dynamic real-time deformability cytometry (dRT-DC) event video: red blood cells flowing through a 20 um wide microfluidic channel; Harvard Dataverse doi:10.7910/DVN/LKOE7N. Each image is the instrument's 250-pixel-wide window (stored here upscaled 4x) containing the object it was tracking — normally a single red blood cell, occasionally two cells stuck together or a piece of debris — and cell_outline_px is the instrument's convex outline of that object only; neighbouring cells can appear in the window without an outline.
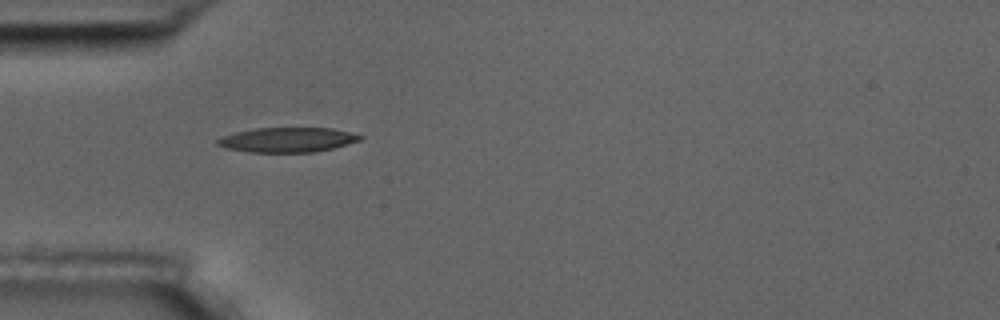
{"species": "common noctule bat (a hibernating species)", "species_latin": "Nyctalus noctula", "temperature_condition": "room temperature", "stored_images_in_passage": 6, "camera_frame_rate_fps": 3000, "um_per_image_px": 0.085, "animal": {"sex": "male", "body_mass_g": 17.5, "forearm_length_mm": 52.3}, "frame": {"image": 1, "passage_image": 1, "time_ms": 0.0, "image_size_px": [1000, 320], "cell_outline_px": [[364, 136], [360, 140], [348, 144], [332, 148], [312, 152], [248, 152], [224, 148], [216, 144], [216, 140], [224, 136], [236, 132], [256, 128], [332, 128]], "centroid_in_image_um": [24.41, 11.88], "position_along_channel_um": 60.6, "area_um2": 20.4}}
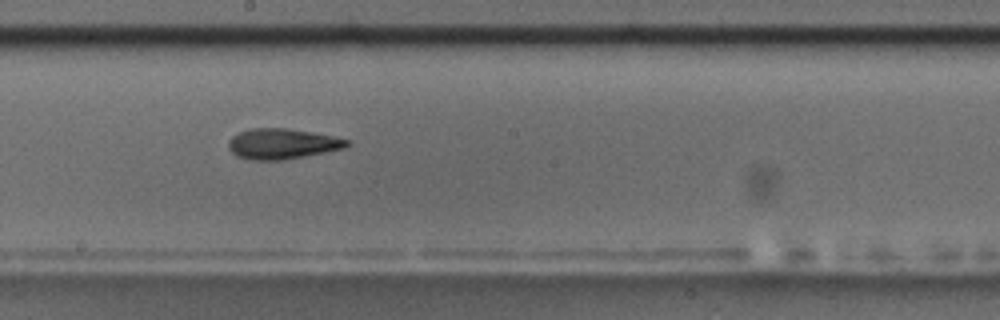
{"frame": {"image": 2, "passage_image": 5, "time_ms": 4.667, "image_size_px": [1000, 320], "cell_outline_px": [[352, 144], [344, 148], [284, 160], [252, 160], [236, 156], [228, 148], [228, 140], [232, 136], [240, 132], [252, 128], [288, 128], [332, 136], [352, 140]], "centroid_in_image_um": [23.99, 12.22], "position_along_channel_um": 224.2, "area_um2": 21.04}}
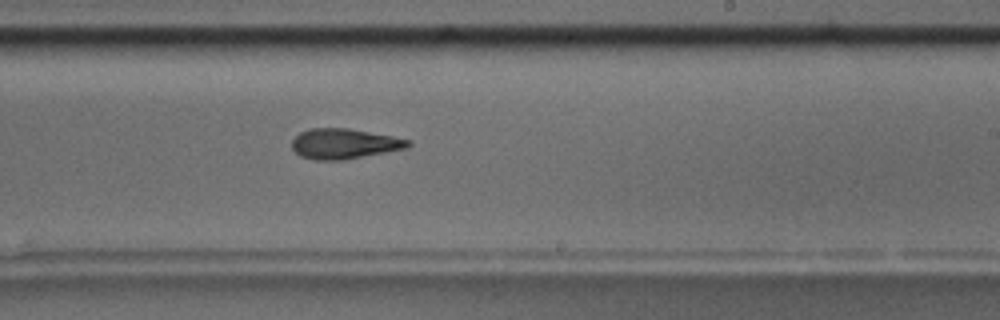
{"frame": {"image": 3, "passage_image": 6, "time_ms": 5.667, "image_size_px": [1000, 320], "cell_outline_px": [[412, 144], [408, 148], [344, 160], [316, 160], [300, 156], [292, 148], [292, 140], [300, 132], [308, 128], [348, 128], [392, 136], [412, 140]], "centroid_in_image_um": [29.27, 12.22], "position_along_channel_um": 259.7, "area_um2": 20.58}}